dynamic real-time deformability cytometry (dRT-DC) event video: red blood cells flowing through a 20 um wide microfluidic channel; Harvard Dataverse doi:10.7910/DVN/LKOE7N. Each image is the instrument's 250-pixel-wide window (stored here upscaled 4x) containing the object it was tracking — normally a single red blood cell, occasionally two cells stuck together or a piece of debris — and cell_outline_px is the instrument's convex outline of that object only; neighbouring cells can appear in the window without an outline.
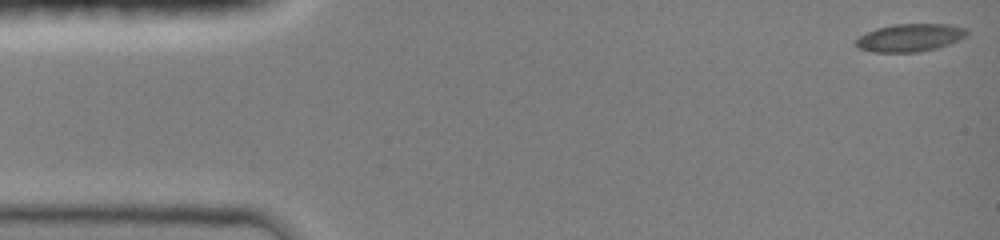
{"species": "common noctule bat (a hibernating species)", "species_latin": "Nyctalus noctula", "temperature_condition": "room temperature", "stored_images_in_passage": 11, "camera_frame_rate_fps": 3000, "um_per_image_px": 0.085, "animal": {"sex": "female", "body_mass_g": 19.0, "forearm_length_mm": 51.5}, "frame": {"image": 1, "passage_image": 1, "time_ms": 0.0, "image_size_px": [1000, 240], "cell_outline_px": [[968, 32], [964, 36], [948, 44], [936, 48], [920, 52], [872, 52], [856, 48], [852, 44], [852, 40], [876, 28], [892, 24], [952, 24], [964, 28]], "centroid_in_image_um": [77.24, 3.21], "position_along_channel_um": 7.8, "area_um2": 18.09}}